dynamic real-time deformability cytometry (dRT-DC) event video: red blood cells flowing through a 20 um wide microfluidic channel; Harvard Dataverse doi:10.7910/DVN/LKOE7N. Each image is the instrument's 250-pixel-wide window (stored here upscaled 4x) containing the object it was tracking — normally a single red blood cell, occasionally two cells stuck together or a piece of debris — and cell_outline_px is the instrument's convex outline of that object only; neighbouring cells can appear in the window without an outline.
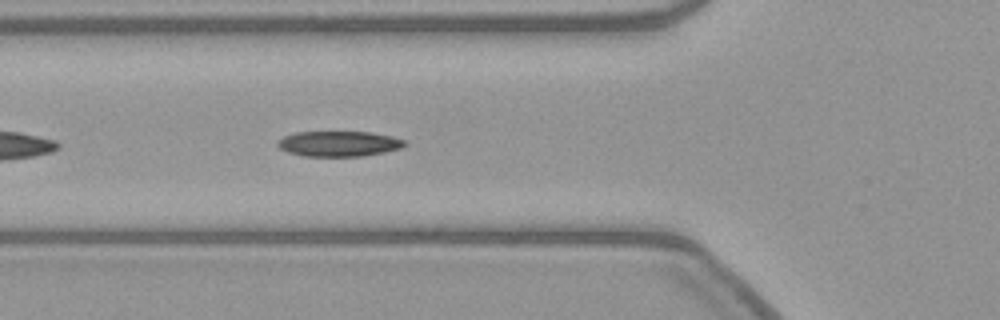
{"species": "common noctule bat (a hibernating species)", "species_latin": "Nyctalus noctula", "temperature_condition": "warm", "stored_images_in_passage": 43, "camera_frame_rate_fps": 3000, "um_per_image_px": 0.085, "animal": {"sex": "female", "body_mass_g": 21.9}, "frame": {"image": 1, "passage_image": 6, "time_ms": 1.667, "image_size_px": [1000, 320], "cell_outline_px": [[408, 144], [404, 148], [364, 156], [304, 156], [288, 152], [280, 148], [276, 144], [276, 140], [284, 136], [296, 132], [368, 132], [392, 136], [404, 140]], "centroid_in_image_um": [28.82, 12.22], "position_along_channel_um": 97.0, "area_um2": 18.9}}
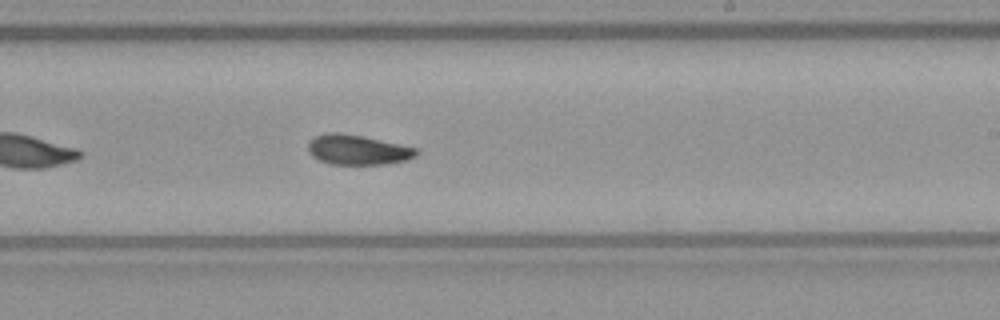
{"frame": {"image": 2, "passage_image": 19, "time_ms": 6.0, "image_size_px": [1000, 320], "cell_outline_px": [[420, 152], [416, 156], [404, 160], [388, 164], [332, 164], [320, 160], [312, 156], [308, 152], [308, 144], [316, 136], [328, 132], [340, 132], [360, 136], [416, 148]], "centroid_in_image_um": [30.38, 12.74], "position_along_channel_um": 258.6, "area_um2": 18.55}}
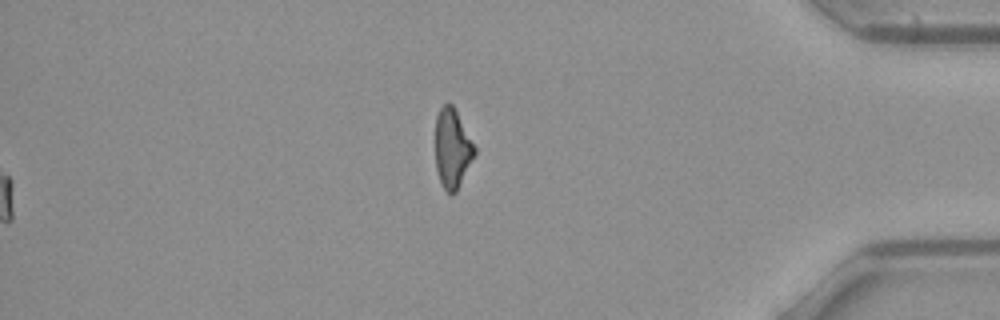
{"frame": {"image": 3, "passage_image": 43, "time_ms": 14.0, "image_size_px": [1000, 320], "cell_outline_px": [[476, 152], [456, 192], [452, 196], [444, 188], [440, 180], [436, 168], [436, 116], [440, 108], [444, 104], [452, 104], [476, 148]], "centroid_in_image_um": [38.44, 12.63], "position_along_channel_um": 396.8, "area_um2": 17.74}}